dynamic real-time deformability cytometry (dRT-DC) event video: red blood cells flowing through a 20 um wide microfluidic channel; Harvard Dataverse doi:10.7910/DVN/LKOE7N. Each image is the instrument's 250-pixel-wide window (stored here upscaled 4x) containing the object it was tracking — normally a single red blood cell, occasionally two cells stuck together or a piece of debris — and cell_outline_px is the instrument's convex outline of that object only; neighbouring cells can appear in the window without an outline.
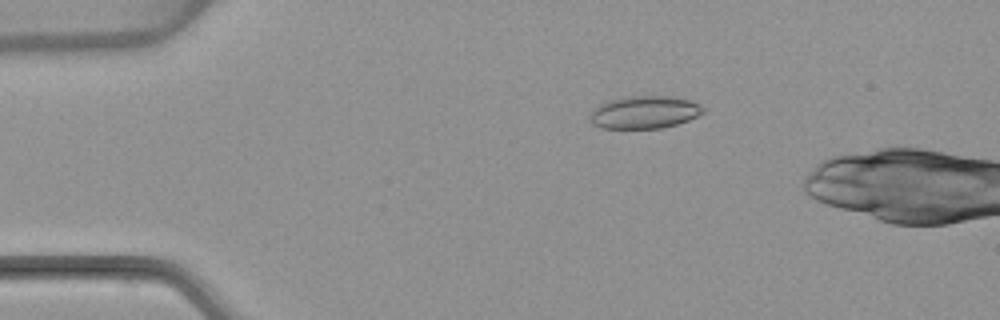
{"species": "common noctule bat (a hibernating species)", "species_latin": "Nyctalus noctula", "temperature_condition": "warm", "stored_images_in_passage": 3, "camera_frame_rate_fps": 3000, "um_per_image_px": 0.085, "animal": {"sex": "female", "body_mass_g": 22.7, "forearm_length_mm": 54.2}, "frame": {"image": 1, "passage_image": 2, "time_ms": 1.0, "image_size_px": [1000, 320], "cell_outline_px": [[704, 112], [688, 120], [676, 124], [660, 128], [600, 128], [592, 124], [588, 120], [592, 108], [608, 100], [628, 96], [676, 96], [692, 100], [700, 104], [704, 108]], "centroid_in_image_um": [54.75, 9.53], "position_along_channel_um": 30.2, "area_um2": 21.79}}